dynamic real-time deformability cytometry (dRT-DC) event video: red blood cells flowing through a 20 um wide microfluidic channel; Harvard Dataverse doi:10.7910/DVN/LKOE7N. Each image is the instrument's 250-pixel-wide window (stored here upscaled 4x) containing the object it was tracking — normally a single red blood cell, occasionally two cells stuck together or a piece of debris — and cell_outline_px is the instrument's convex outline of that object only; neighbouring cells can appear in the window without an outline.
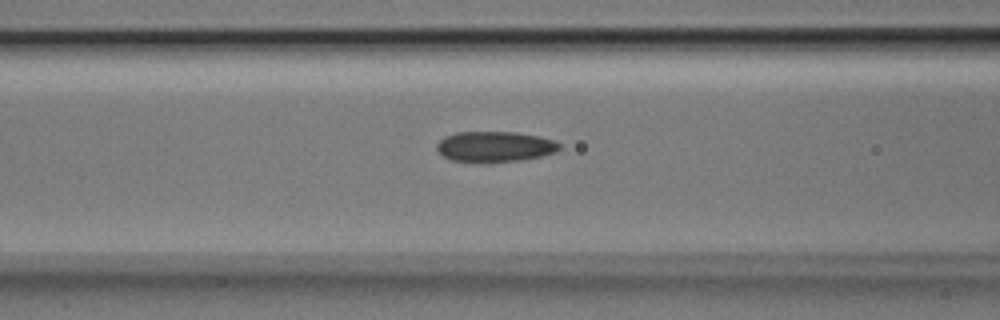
{"species": "Egyptian fruit bat (a non-hibernating species)", "species_latin": "Rousettus aegyptiacus", "temperature_condition": "room temperature", "stored_images_in_passage": 7, "camera_frame_rate_fps": 3000, "um_per_image_px": 0.085, "animal": {"sex": "male"}, "frame": {"image": 1, "passage_image": 5, "time_ms": 1.333, "image_size_px": [1000, 320], "cell_outline_px": [[560, 148], [556, 152], [540, 156], [520, 160], [452, 160], [444, 156], [436, 148], [436, 144], [444, 136], [456, 132], [516, 132], [540, 136], [552, 140], [560, 144]], "centroid_in_image_um": [42.07, 12.42], "position_along_channel_um": 124.5, "area_um2": 21.15}}